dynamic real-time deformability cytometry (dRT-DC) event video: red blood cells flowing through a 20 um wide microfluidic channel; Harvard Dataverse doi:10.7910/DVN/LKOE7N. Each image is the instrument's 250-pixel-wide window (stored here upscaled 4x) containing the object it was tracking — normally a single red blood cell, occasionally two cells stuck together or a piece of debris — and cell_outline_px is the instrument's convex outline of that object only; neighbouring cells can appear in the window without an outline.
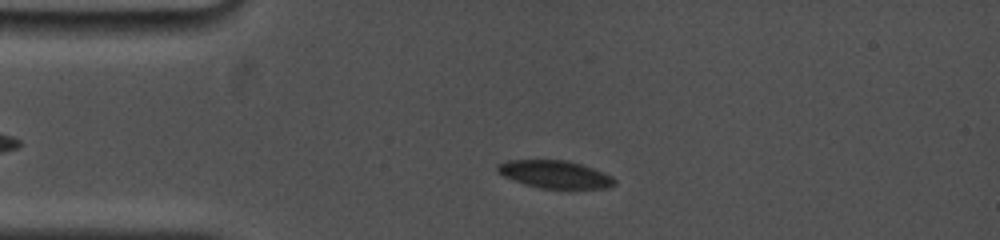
{"species": "common noctule bat (a hibernating species)", "species_latin": "Nyctalus noctula", "temperature_condition": "cold", "stored_images_in_passage": 58, "camera_frame_rate_fps": 5000, "um_per_image_px": 0.085, "animal": {"sex": "female", "body_mass_g": 19.0, "forearm_length_mm": 53.3}, "frame": {"image": 1, "passage_image": 11, "time_ms": 2.6, "image_size_px": [1000, 240], "cell_outline_px": [[616, 184], [608, 188], [540, 188], [524, 184], [512, 180], [496, 172], [496, 164], [508, 160], [568, 160], [604, 172], [612, 176], [616, 180]], "centroid_in_image_um": [47.14, 14.81], "position_along_channel_um": 37.9, "area_um2": 18.96}}
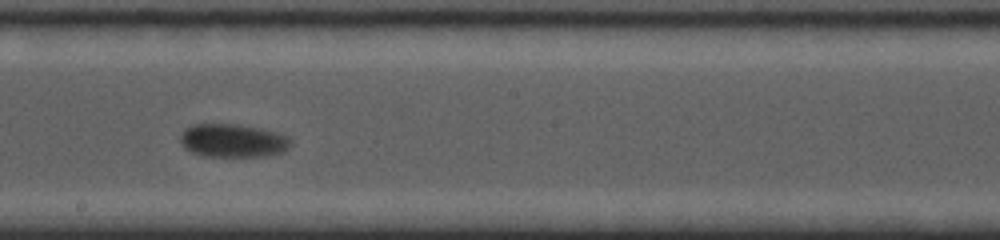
{"frame": {"image": 2, "passage_image": 35, "time_ms": 8.6, "image_size_px": [1000, 240], "cell_outline_px": [[292, 144], [284, 152], [260, 156], [200, 156], [184, 148], [180, 144], [180, 136], [184, 128], [192, 124], [240, 124], [280, 132], [288, 136], [292, 140]], "centroid_in_image_um": [19.8, 11.94], "position_along_channel_um": 228.4, "area_um2": 21.85}}
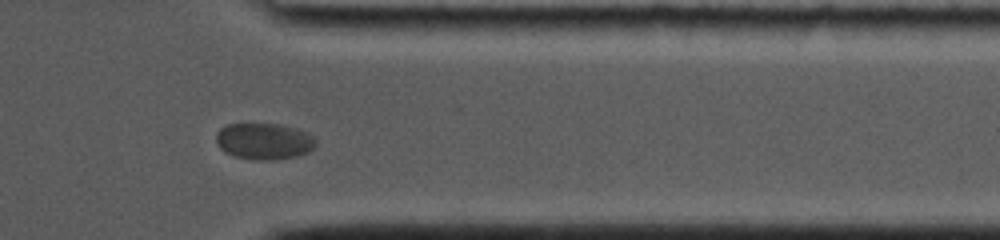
{"frame": {"image": 3, "passage_image": 54, "time_ms": 13.0, "image_size_px": [1000, 240], "cell_outline_px": [[316, 144], [308, 152], [300, 156], [280, 160], [252, 160], [232, 156], [224, 152], [220, 148], [216, 140], [216, 132], [220, 128], [228, 124], [280, 124], [296, 128], [308, 132], [316, 140]], "centroid_in_image_um": [22.45, 12.02], "position_along_channel_um": 389.0, "area_um2": 21.56}, "authors_computed_cell_mechanics": {"area_um2": 20.6057, "velocity_mm_per_s": 3.627, "shape_relaxation_time_tau1_ms": 2.1943, "shape_relaxation_time_tau2_ms": null, "deformation_change_tau1": 0.0679, "deformation_change_tau2": null}}